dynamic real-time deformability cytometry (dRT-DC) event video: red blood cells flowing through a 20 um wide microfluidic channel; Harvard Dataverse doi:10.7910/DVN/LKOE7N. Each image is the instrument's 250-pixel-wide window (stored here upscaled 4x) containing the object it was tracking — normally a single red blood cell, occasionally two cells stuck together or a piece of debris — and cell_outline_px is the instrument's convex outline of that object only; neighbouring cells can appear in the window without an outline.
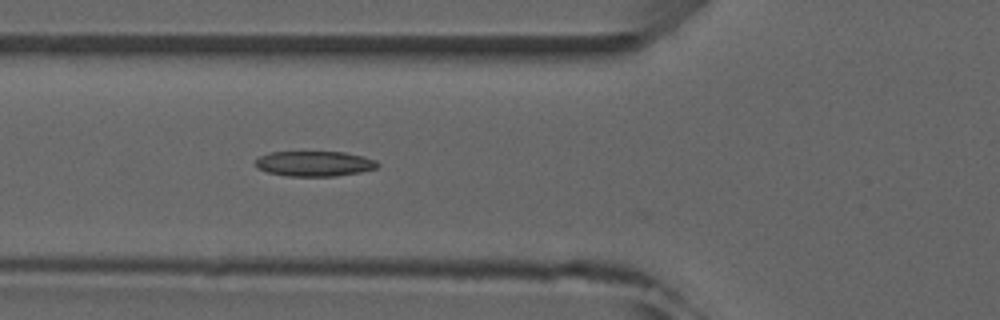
{"species": "common noctule bat (a hibernating species)", "species_latin": "Nyctalus noctula", "temperature_condition": "room temperature", "stored_images_in_passage": 6, "camera_frame_rate_fps": 3000, "um_per_image_px": 0.085, "animal": {"sex": "male", "forearm_length_mm": 52.5}, "frame": {"image": 1, "passage_image": 6, "time_ms": 5.667, "image_size_px": [1000, 320], "cell_outline_px": [[380, 164], [376, 168], [360, 172], [336, 176], [288, 176], [268, 172], [256, 168], [256, 160], [260, 156], [268, 152], [344, 152], [364, 156], [376, 160]], "centroid_in_image_um": [26.74, 13.91], "position_along_channel_um": 99.1, "area_um2": 17.98}}